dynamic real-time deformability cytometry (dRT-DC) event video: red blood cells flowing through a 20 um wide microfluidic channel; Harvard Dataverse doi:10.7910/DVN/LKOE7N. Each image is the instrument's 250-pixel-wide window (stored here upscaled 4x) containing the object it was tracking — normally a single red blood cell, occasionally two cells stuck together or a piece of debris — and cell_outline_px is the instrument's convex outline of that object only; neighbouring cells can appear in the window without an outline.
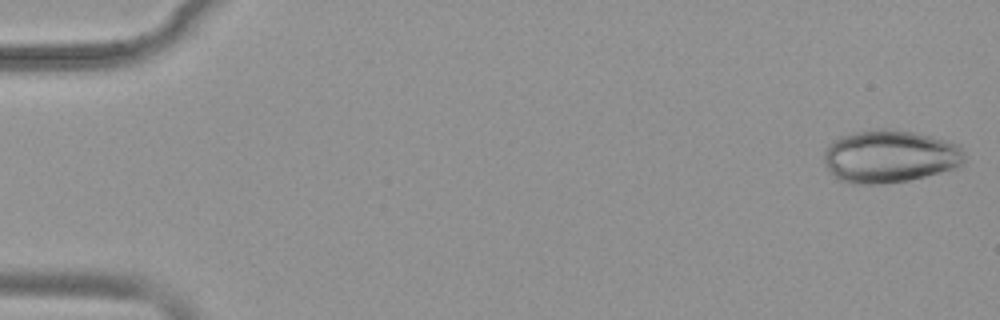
{"species": "common noctule bat (a hibernating species)", "species_latin": "Nyctalus noctula", "temperature_condition": "warm", "stored_images_in_passage": 52, "camera_frame_rate_fps": 3000, "um_per_image_px": 0.085, "animal": {"sex": "female", "body_mass_g": 19.9}, "frame": {"image": 1, "passage_image": 1, "time_ms": 0.0, "image_size_px": [1000, 320], "cell_outline_px": [[964, 164], [956, 168], [908, 180], [880, 184], [852, 184], [840, 180], [824, 164], [824, 148], [832, 140], [840, 136], [856, 132], [880, 128], [912, 132], [960, 144], [964, 152]], "centroid_in_image_um": [75.62, 13.29], "position_along_channel_um": 9.4, "area_um2": 43.12}}
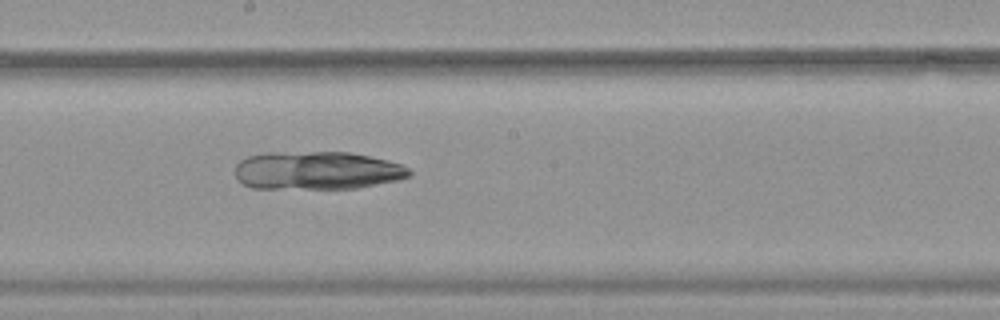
{"frame": {"image": 2, "passage_image": 29, "time_ms": 9.333, "image_size_px": [1000, 320], "cell_outline_px": [[412, 176], [400, 180], [356, 188], [252, 188], [244, 184], [236, 176], [236, 164], [240, 160], [248, 156], [268, 152], [348, 152], [388, 160], [400, 164], [408, 168], [412, 172]], "centroid_in_image_um": [26.98, 14.49], "position_along_channel_um": 221.2, "area_um2": 38.78}}
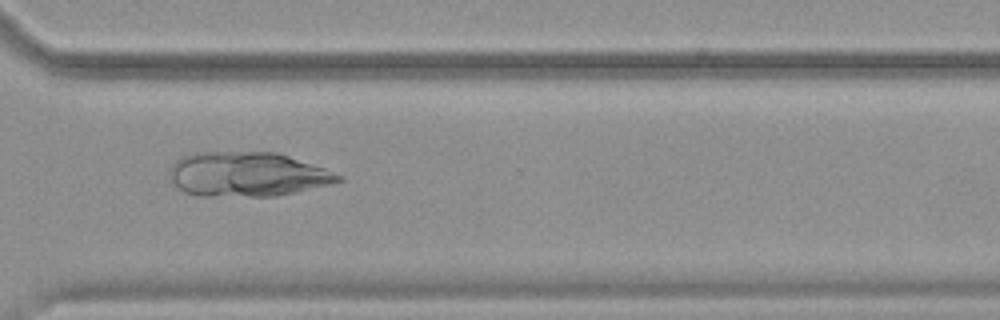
{"frame": {"image": 3, "passage_image": 39, "time_ms": 12.667, "image_size_px": [1000, 320], "cell_outline_px": [[344, 180], [332, 184], [296, 192], [276, 196], [196, 196], [184, 192], [168, 176], [168, 168], [180, 156], [196, 152], [276, 152], [324, 168], [344, 176]], "centroid_in_image_um": [21.0, 14.82], "position_along_channel_um": 349.6, "area_um2": 44.04}}